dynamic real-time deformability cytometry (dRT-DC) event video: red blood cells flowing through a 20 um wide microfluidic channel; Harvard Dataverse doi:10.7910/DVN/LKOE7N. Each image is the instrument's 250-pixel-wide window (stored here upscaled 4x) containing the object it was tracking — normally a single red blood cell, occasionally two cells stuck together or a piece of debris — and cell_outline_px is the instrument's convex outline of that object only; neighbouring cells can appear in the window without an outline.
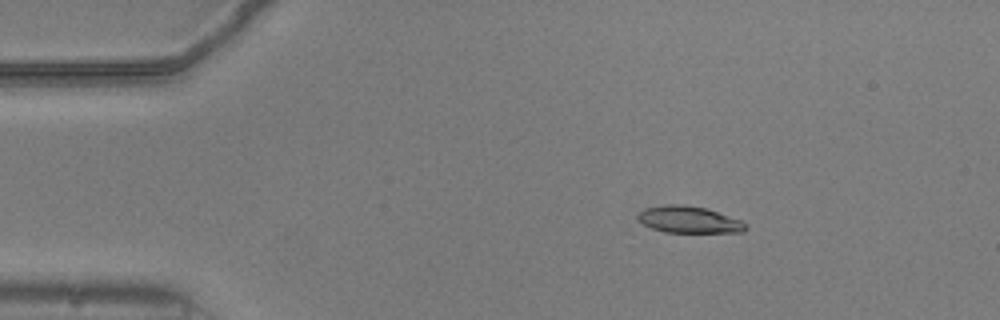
{"species": "common noctule bat (a hibernating species)", "species_latin": "Nyctalus noctula", "temperature_condition": "warm", "stored_images_in_passage": 20, "camera_frame_rate_fps": 3000, "um_per_image_px": 0.085, "animal": {"sex": "male", "body_mass_g": 20.5, "forearm_length_mm": 52.5}, "frame": {"image": 1, "passage_image": 9, "time_ms": 2.667, "image_size_px": [1000, 320], "cell_outline_px": [[748, 228], [744, 232], [664, 232], [652, 228], [644, 224], [636, 216], [644, 208], [668, 204], [684, 204], [704, 208], [740, 220], [748, 224]], "centroid_in_image_um": [58.56, 18.67], "position_along_channel_um": 26.4, "area_um2": 16.65}}
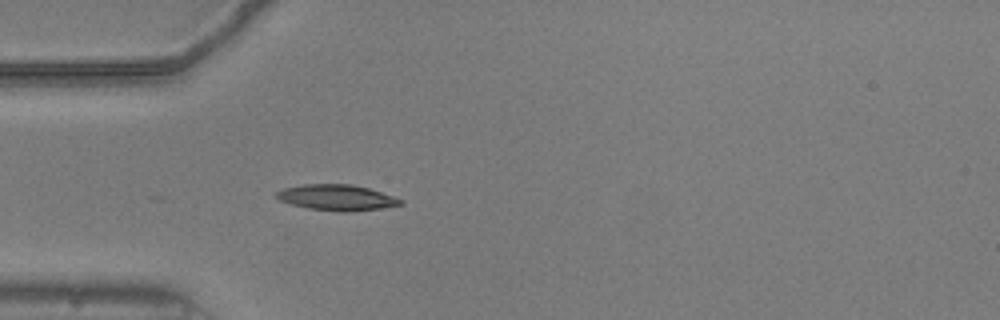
{"frame": {"image": 2, "passage_image": 16, "time_ms": 5.0, "image_size_px": [1000, 320], "cell_outline_px": [[404, 204], [380, 208], [348, 212], [340, 212], [308, 208], [292, 204], [280, 200], [272, 196], [276, 192], [284, 188], [304, 184], [352, 184], [368, 188], [404, 200]], "centroid_in_image_um": [28.6, 16.79], "position_along_channel_um": 56.4, "area_um2": 18.61}}
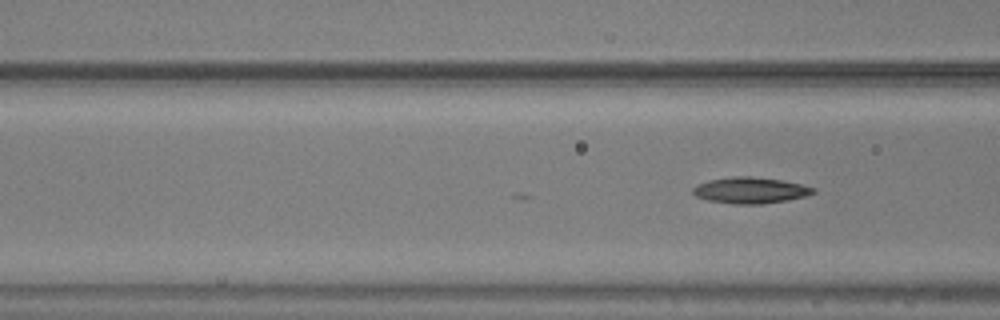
{"frame": {"image": 3, "passage_image": 20, "time_ms": 6.333, "image_size_px": [1000, 320], "cell_outline_px": [[816, 192], [804, 196], [788, 200], [760, 204], [732, 204], [708, 200], [696, 196], [692, 192], [692, 188], [696, 184], [708, 180], [736, 176], [752, 176], [780, 180], [800, 184], [816, 188]], "centroid_in_image_um": [63.75, 16.17], "position_along_channel_um": 102.8, "area_um2": 18.32}}